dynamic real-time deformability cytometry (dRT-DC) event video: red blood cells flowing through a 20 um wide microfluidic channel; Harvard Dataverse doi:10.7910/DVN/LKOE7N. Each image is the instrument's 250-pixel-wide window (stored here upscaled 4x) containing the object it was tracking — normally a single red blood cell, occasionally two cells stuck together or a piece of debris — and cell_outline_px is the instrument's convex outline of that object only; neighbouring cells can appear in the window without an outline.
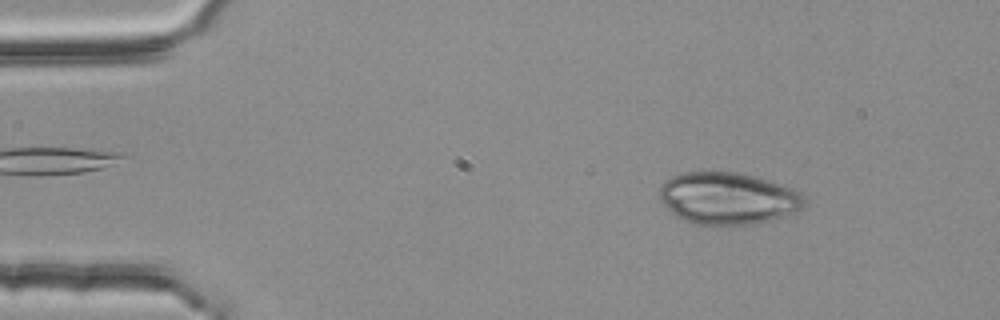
{"species": "common noctule bat (a hibernating species)", "species_latin": "Nyctalus noctula", "temperature_condition": "room temperature", "stored_images_in_passage": 3, "camera_frame_rate_fps": 3000, "um_per_image_px": 0.085, "animal": {"sex": "female", "body_mass_g": 25.1}, "frame": {"image": 1, "passage_image": 1, "time_ms": 0.0, "image_size_px": [1000, 320], "cell_outline_px": [[804, 204], [800, 212], [772, 220], [756, 224], [696, 224], [684, 220], [676, 216], [660, 200], [660, 184], [672, 176], [684, 172], [736, 172], [756, 176], [792, 188], [800, 192], [804, 196]], "centroid_in_image_um": [61.9, 16.86], "position_along_channel_um": 23.1, "area_um2": 43.99}}
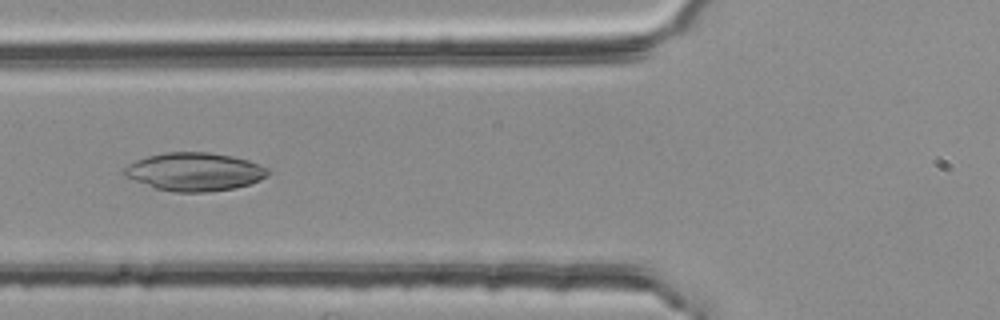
{"frame": {"image": 2, "passage_image": 3, "time_ms": 0.667, "image_size_px": [1000, 320], "cell_outline_px": [[272, 172], [268, 176], [260, 180], [248, 184], [232, 188], [208, 192], [176, 192], [156, 188], [124, 176], [120, 172], [128, 164], [136, 160], [148, 156], [164, 152], [208, 152], [232, 156], [248, 160], [260, 164], [268, 168]], "centroid_in_image_um": [16.55, 14.59], "position_along_channel_um": 109.3, "area_um2": 32.08}}